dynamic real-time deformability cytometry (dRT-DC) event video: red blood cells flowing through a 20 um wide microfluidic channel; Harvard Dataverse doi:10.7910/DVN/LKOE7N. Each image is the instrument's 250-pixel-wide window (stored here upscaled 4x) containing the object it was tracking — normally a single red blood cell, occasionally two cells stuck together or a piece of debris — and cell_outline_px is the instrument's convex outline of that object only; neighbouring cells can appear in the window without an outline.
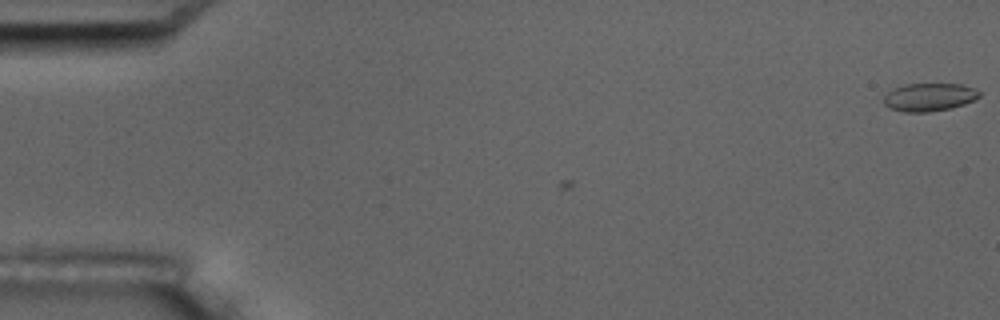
{"species": "common noctule bat (a hibernating species)", "species_latin": "Nyctalus noctula", "temperature_condition": "room temperature", "stored_images_in_passage": 2, "camera_frame_rate_fps": 3000, "um_per_image_px": 0.085, "animal": {"sex": "male", "body_mass_g": 17.5, "forearm_length_mm": 52.3}, "frame": {"image": 1, "passage_image": 2, "time_ms": 1.333, "image_size_px": [1000, 320], "cell_outline_px": [[980, 96], [976, 100], [952, 108], [928, 112], [904, 112], [888, 108], [884, 104], [884, 96], [888, 92], [904, 84], [960, 84], [976, 88], [980, 92]], "centroid_in_image_um": [79.01, 8.26], "position_along_channel_um": 6.0, "area_um2": 15.72}}